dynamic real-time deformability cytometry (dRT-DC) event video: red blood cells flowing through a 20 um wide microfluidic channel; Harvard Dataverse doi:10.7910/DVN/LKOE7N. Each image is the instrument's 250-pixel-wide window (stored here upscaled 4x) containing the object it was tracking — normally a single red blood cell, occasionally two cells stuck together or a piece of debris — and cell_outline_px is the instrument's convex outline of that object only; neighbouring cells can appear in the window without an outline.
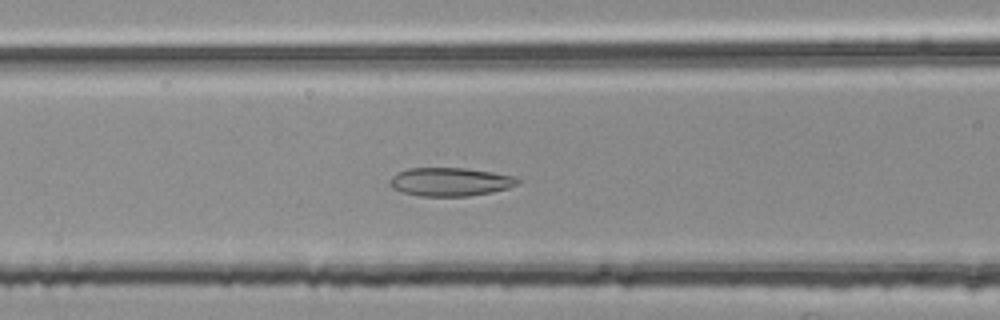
{"species": "common noctule bat (a hibernating species)", "species_latin": "Nyctalus noctula", "temperature_condition": "room temperature", "stored_images_in_passage": 35, "camera_frame_rate_fps": 3000, "um_per_image_px": 0.085, "animal": {"sex": "female", "body_mass_g": 25.1}, "frame": {"image": 1, "passage_image": 5, "time_ms": 1.333, "image_size_px": [1000, 320], "cell_outline_px": [[520, 180], [516, 184], [508, 188], [492, 192], [468, 196], [420, 196], [404, 192], [392, 188], [388, 184], [388, 180], [396, 172], [408, 168], [464, 168], [492, 172], [516, 176]], "centroid_in_image_um": [38.23, 15.45], "position_along_channel_um": 128.4, "area_um2": 21.27}}
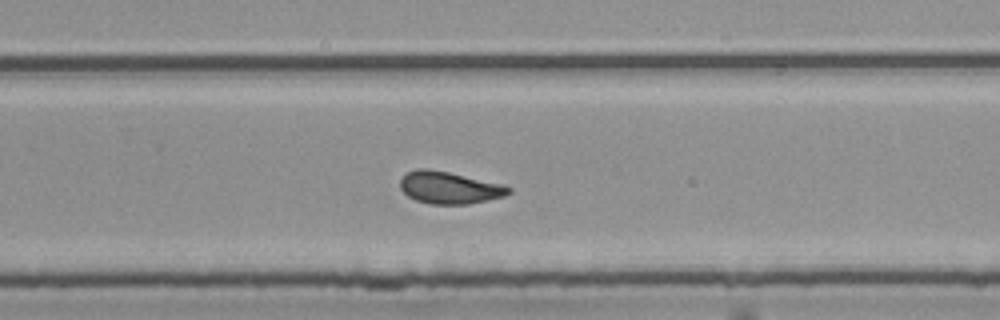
{"frame": {"image": 2, "passage_image": 18, "time_ms": 5.667, "image_size_px": [1000, 320], "cell_outline_px": [[512, 192], [504, 196], [488, 200], [468, 204], [432, 204], [416, 200], [408, 196], [400, 188], [400, 180], [408, 172], [416, 168], [428, 168], [448, 172], [500, 184], [512, 188]], "centroid_in_image_um": [38.18, 15.95], "position_along_channel_um": 291.6, "area_um2": 20.11}}
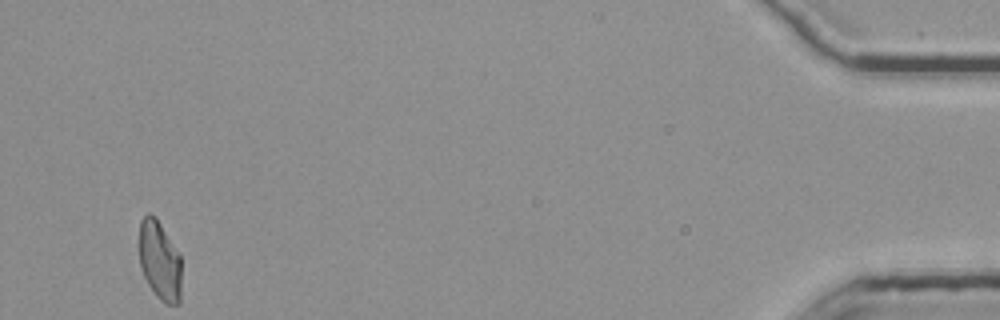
{"frame": {"image": 3, "passage_image": 35, "time_ms": 11.333, "image_size_px": [1000, 320], "cell_outline_px": [[180, 304], [164, 304], [156, 296], [148, 284], [140, 268], [140, 220], [148, 212], [156, 216], [180, 256]], "centroid_in_image_um": [13.56, 22.16], "position_along_channel_um": 421.6, "area_um2": 19.42}}